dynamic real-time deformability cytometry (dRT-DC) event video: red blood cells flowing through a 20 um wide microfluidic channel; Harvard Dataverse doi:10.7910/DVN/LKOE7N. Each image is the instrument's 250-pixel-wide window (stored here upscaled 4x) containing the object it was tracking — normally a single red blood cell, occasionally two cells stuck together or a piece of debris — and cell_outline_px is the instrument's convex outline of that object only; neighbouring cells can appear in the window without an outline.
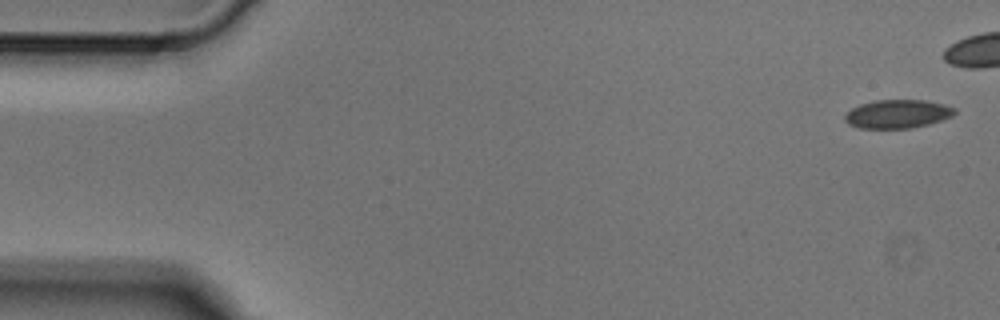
{"species": "Egyptian fruit bat (a non-hibernating species)", "species_latin": "Rousettus aegyptiacus", "temperature_condition": "cold", "stored_images_in_passage": 5, "segment_of_instrument_passage": [2, 2], "camera_frame_rate_fps": 3000, "um_per_image_px": 0.085, "animal": {"sex": "male"}, "frame": {"image": 1, "passage_image": 5, "time_ms": 1.333, "image_size_px": [1000, 320], "cell_outline_px": [[956, 112], [952, 116], [928, 124], [912, 128], [860, 128], [848, 124], [844, 120], [844, 116], [852, 108], [860, 104], [876, 100], [924, 100], [944, 104], [956, 108]], "centroid_in_image_um": [76.29, 9.68], "position_along_channel_um": 8.7, "area_um2": 18.21}}